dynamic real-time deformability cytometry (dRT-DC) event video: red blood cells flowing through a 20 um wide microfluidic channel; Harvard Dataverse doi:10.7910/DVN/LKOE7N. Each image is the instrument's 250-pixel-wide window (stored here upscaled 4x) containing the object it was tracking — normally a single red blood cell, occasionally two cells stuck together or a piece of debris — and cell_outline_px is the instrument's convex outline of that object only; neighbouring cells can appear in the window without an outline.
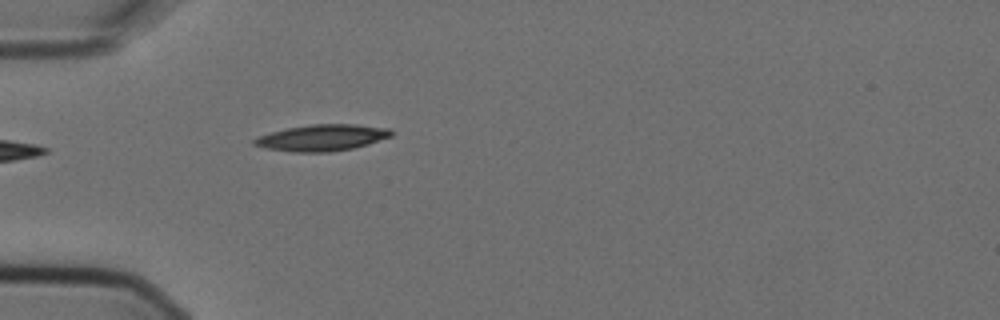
{"species": "Egyptian fruit bat (a non-hibernating species)", "species_latin": "Rousettus aegyptiacus", "temperature_condition": "cold", "stored_images_in_passage": 5, "camera_frame_rate_fps": 3000, "um_per_image_px": 0.085, "animal": {"sex": "female"}, "frame": {"image": 1, "passage_image": 5, "time_ms": 1.333, "image_size_px": [1000, 320], "cell_outline_px": [[392, 136], [368, 144], [352, 148], [328, 152], [292, 152], [268, 148], [252, 144], [252, 140], [256, 136], [288, 128], [312, 124], [356, 124], [388, 128], [392, 132]], "centroid_in_image_um": [27.36, 11.7], "position_along_channel_um": 57.6, "area_um2": 20.92}}